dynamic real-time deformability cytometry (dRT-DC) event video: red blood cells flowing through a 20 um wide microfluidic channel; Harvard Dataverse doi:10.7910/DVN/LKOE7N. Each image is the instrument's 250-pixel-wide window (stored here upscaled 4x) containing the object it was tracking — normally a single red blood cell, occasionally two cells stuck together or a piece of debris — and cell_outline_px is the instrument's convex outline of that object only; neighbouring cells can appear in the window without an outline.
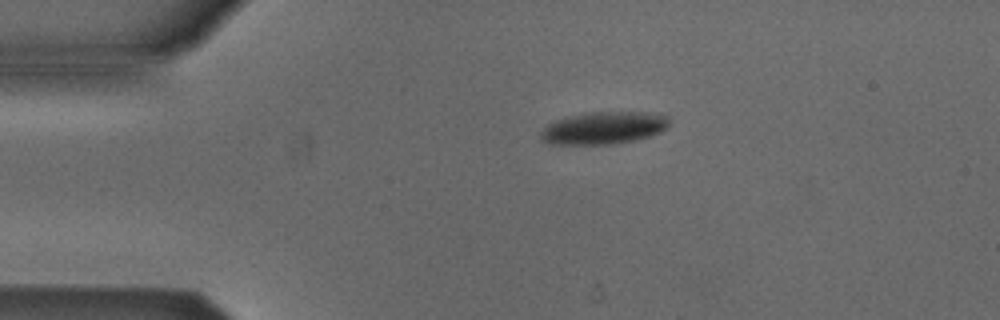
{"species": "Egyptian fruit bat (a non-hibernating species)", "species_latin": "Rousettus aegyptiacus", "temperature_condition": "cold", "stored_images_in_passage": 2, "camera_frame_rate_fps": 3000, "um_per_image_px": 0.085, "animal": {"sex": "male"}, "frame": {"image": 1, "passage_image": 1, "time_ms": 0.0, "image_size_px": [1000, 320], "cell_outline_px": [[668, 128], [660, 132], [648, 136], [632, 140], [612, 144], [548, 144], [540, 140], [540, 132], [548, 124], [556, 120], [572, 116], [592, 112], [644, 112], [668, 116]], "centroid_in_image_um": [51.29, 10.88], "position_along_channel_um": 33.7, "area_um2": 23.99}}